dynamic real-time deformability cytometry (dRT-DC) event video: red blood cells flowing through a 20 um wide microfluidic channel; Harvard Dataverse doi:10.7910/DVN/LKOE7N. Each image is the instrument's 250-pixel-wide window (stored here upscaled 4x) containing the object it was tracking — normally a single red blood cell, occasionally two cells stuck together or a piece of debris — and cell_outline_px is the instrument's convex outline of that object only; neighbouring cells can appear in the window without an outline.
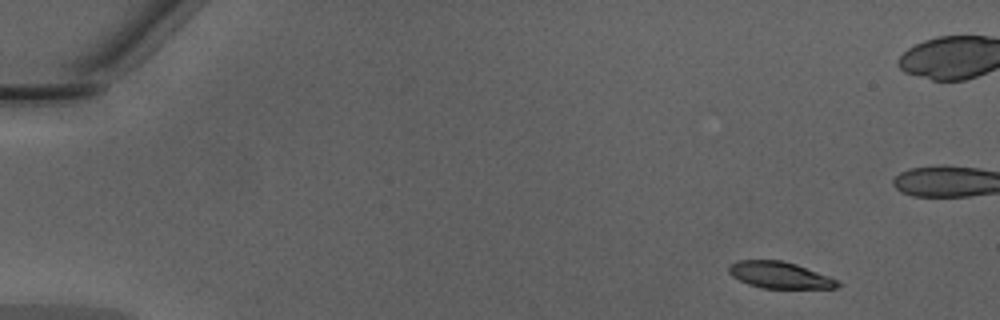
{"species": "Egyptian fruit bat (a non-hibernating species)", "species_latin": "Rousettus aegyptiacus", "temperature_condition": "warm", "stored_images_in_passage": 45, "camera_frame_rate_fps": 3000, "um_per_image_px": 0.085, "animal": {"sex": "male"}, "frame": {"image": 1, "passage_image": 1, "time_ms": 0.0, "image_size_px": [1000, 320], "cell_outline_px": [[840, 284], [836, 288], [764, 288], [748, 284], [732, 276], [728, 272], [728, 268], [732, 264], [740, 260], [780, 260], [796, 264], [840, 280]], "centroid_in_image_um": [66.3, 23.38], "position_along_channel_um": 18.7, "area_um2": 16.7}}
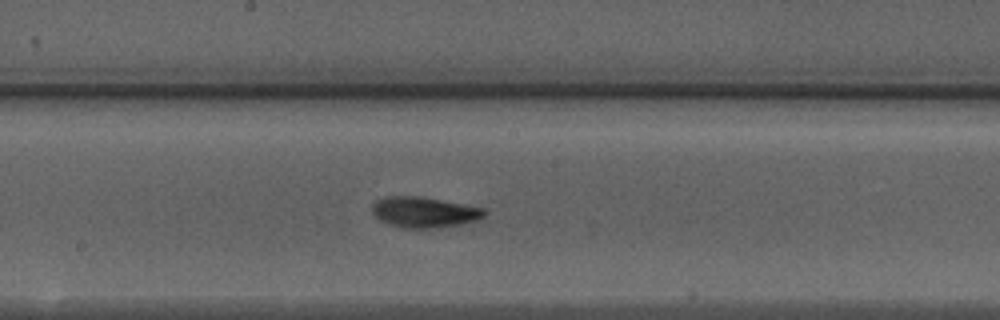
{"frame": {"image": 2, "passage_image": 23, "time_ms": 7.333, "image_size_px": [1000, 320], "cell_outline_px": [[488, 212], [484, 216], [476, 220], [460, 224], [436, 228], [408, 228], [388, 224], [380, 220], [372, 212], [372, 204], [376, 200], [384, 196], [420, 196], [464, 204], [484, 208]], "centroid_in_image_um": [36.05, 18.02], "position_along_channel_um": 212.2, "area_um2": 20.06}}
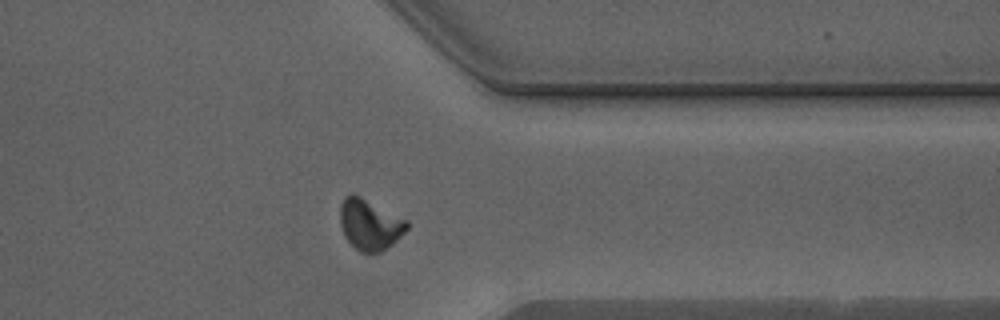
{"frame": {"image": 3, "passage_image": 35, "time_ms": 11.333, "image_size_px": [1000, 320], "cell_outline_px": [[408, 228], [392, 244], [380, 252], [360, 252], [344, 236], [340, 224], [340, 204], [344, 196], [352, 192], [408, 220]], "centroid_in_image_um": [31.41, 19.05], "position_along_channel_um": 380.0, "area_um2": 19.71}, "authors_computed_cell_mechanics": {"area_um2": 18.7272, "velocity_mm_per_s": 4.2972, "shape_relaxation_time_tau1_ms": 2.4569, "shape_relaxation_time_tau2_ms": 1.4565, "deformation_change_tau1": 0.1479, "deformation_change_tau2": 0.0682}}